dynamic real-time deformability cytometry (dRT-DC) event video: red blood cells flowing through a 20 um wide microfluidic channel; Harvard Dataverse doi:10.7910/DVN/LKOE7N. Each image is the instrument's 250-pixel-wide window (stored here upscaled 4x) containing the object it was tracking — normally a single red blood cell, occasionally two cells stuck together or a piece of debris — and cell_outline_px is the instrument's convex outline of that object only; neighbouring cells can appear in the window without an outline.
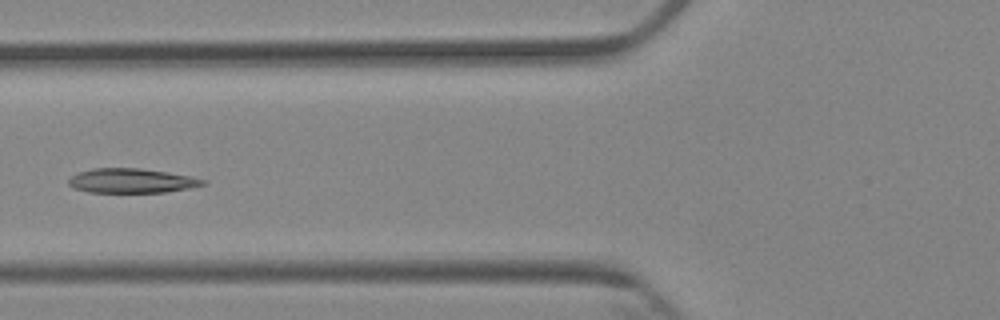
{"species": "Egyptian fruit bat (a non-hibernating species)", "species_latin": "Rousettus aegyptiacus", "temperature_condition": "cold", "stored_images_in_passage": 6, "camera_frame_rate_fps": 3000, "um_per_image_px": 0.085, "animal": {"sex": "female"}, "frame": {"image": 1, "passage_image": 5, "time_ms": 4.667, "image_size_px": [1000, 320], "cell_outline_px": [[208, 184], [192, 188], [164, 192], [88, 192], [72, 188], [68, 184], [68, 180], [76, 172], [92, 168], [140, 168], [168, 172], [192, 176], [208, 180]], "centroid_in_image_um": [11.22, 15.36], "position_along_channel_um": 114.6, "area_um2": 19.48}}
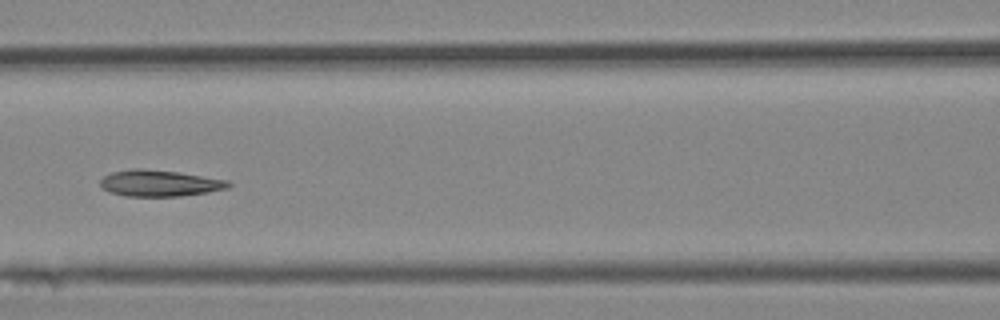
{"frame": {"image": 2, "passage_image": 6, "time_ms": 5.667, "image_size_px": [1000, 320], "cell_outline_px": [[232, 184], [228, 188], [180, 196], [124, 196], [108, 192], [100, 188], [100, 180], [104, 176], [112, 172], [132, 168], [140, 168], [180, 172], [228, 180]], "centroid_in_image_um": [13.51, 15.56], "position_along_channel_um": 153.1, "area_um2": 19.77}}